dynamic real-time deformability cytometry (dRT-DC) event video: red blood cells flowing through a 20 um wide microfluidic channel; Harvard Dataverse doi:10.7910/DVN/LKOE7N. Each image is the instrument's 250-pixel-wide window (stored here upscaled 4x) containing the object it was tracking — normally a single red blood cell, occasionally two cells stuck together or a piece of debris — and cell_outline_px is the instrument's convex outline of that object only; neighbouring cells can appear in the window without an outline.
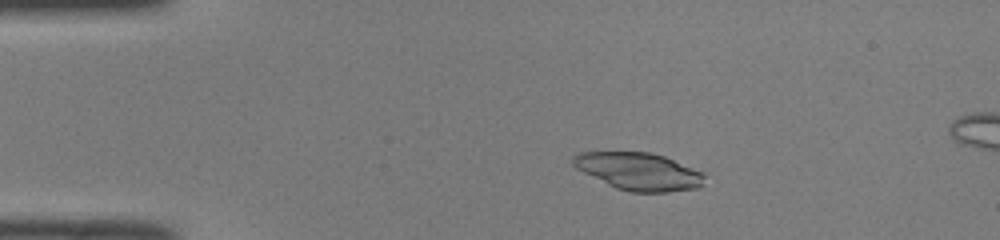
{"species": "common noctule bat (a hibernating species)", "species_latin": "Nyctalus noctula", "temperature_condition": "room temperature", "stored_images_in_passage": 49, "camera_frame_rate_fps": 3000, "um_per_image_px": 0.085, "animal": {"sex": "male", "body_mass_g": 19.0, "forearm_length_mm": 50.8}, "frame": {"image": 1, "passage_image": 9, "time_ms": 2.667, "image_size_px": [1000, 240], "cell_outline_px": [[704, 176], [700, 188], [668, 192], [632, 192], [616, 188], [576, 168], [572, 164], [572, 156], [580, 152], [648, 152], [664, 156], [704, 172]], "centroid_in_image_um": [54.31, 14.57], "position_along_channel_um": 30.7, "area_um2": 28.55}}